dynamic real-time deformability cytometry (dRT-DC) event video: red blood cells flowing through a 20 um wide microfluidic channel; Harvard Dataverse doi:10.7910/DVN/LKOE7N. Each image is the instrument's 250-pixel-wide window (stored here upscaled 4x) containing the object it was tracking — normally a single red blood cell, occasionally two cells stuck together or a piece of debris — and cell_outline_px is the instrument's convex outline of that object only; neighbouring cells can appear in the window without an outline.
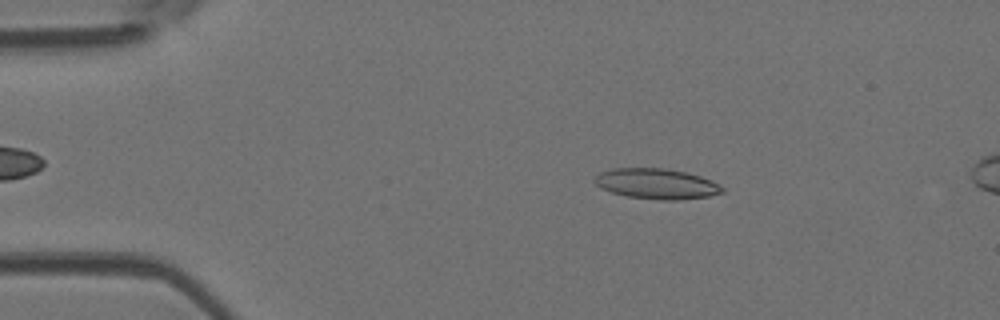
{"species": "Egyptian fruit bat (a non-hibernating species)", "species_latin": "Rousettus aegyptiacus", "temperature_condition": "room temperature", "stored_images_in_passage": 14, "camera_frame_rate_fps": 3000, "um_per_image_px": 0.085, "animal": {"sex": "female"}, "frame": {"image": 1, "passage_image": 8, "time_ms": 2.333, "image_size_px": [1000, 320], "cell_outline_px": [[724, 192], [708, 196], [676, 200], [660, 200], [628, 196], [612, 192], [600, 188], [592, 180], [600, 172], [612, 168], [668, 168], [700, 176], [712, 180], [724, 188]], "centroid_in_image_um": [55.79, 15.61], "position_along_channel_um": 29.2, "area_um2": 22.6}}